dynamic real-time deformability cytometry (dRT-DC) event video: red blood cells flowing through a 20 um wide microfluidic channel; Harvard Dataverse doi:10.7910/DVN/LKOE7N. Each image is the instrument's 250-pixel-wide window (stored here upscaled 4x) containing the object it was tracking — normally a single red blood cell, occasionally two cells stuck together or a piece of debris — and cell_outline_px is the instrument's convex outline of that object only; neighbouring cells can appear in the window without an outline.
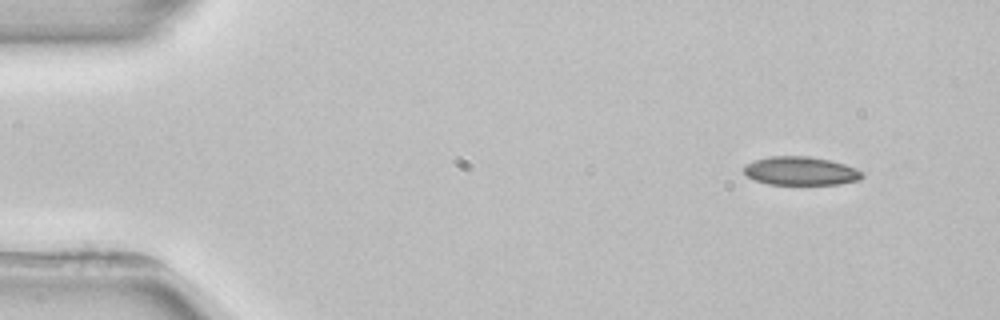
{"species": "common noctule bat (a hibernating species)", "species_latin": "Nyctalus noctula", "temperature_condition": "room temperature", "stored_images_in_passage": 4, "camera_frame_rate_fps": 3000, "um_per_image_px": 0.085, "animal": {"sex": "female", "body_mass_g": 22.7, "forearm_length_mm": 54.2}, "frame": {"image": 1, "passage_image": 1, "time_ms": 0.0, "image_size_px": [1000, 320], "cell_outline_px": [[864, 176], [860, 180], [840, 184], [768, 184], [756, 180], [748, 176], [744, 172], [744, 164], [768, 156], [808, 156], [828, 160], [844, 164], [856, 168], [864, 172]], "centroid_in_image_um": [68.08, 14.53], "position_along_channel_um": 16.9, "area_um2": 19.65}}
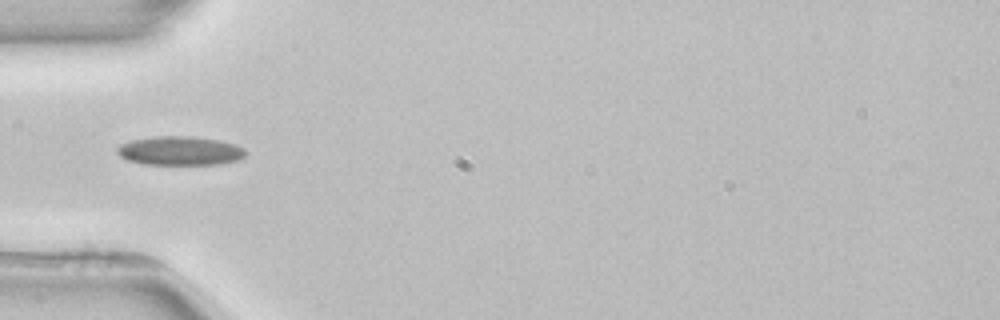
{"frame": {"image": 2, "passage_image": 4, "time_ms": 4.0, "image_size_px": [1000, 320], "cell_outline_px": [[248, 152], [240, 160], [220, 164], [144, 164], [128, 160], [120, 156], [116, 152], [116, 148], [120, 144], [132, 140], [156, 136], [188, 136], [220, 140], [236, 144], [244, 148]], "centroid_in_image_um": [15.33, 12.81], "position_along_channel_um": 69.7, "area_um2": 21.79}}